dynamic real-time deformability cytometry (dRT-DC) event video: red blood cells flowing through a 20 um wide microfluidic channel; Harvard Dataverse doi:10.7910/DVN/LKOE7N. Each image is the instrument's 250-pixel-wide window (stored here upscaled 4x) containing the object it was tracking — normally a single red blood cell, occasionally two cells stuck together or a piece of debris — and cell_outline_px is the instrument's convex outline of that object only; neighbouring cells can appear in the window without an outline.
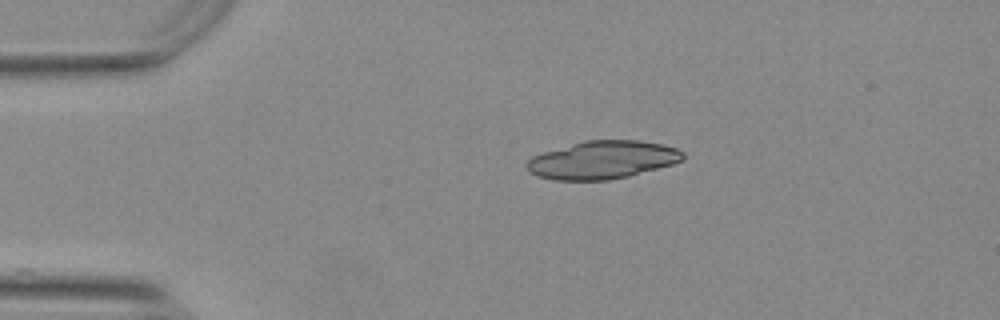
{"species": "Egyptian fruit bat (a non-hibernating species)", "species_latin": "Rousettus aegyptiacus", "temperature_condition": "warm", "stored_images_in_passage": 18, "camera_frame_rate_fps": 3000, "um_per_image_px": 0.085, "animal": {"sex": "female"}, "frame": {"image": 1, "passage_image": 1, "time_ms": 0.0, "image_size_px": [1000, 320], "cell_outline_px": [[684, 160], [672, 164], [628, 176], [608, 180], [552, 180], [536, 176], [524, 164], [532, 156], [544, 152], [584, 140], [640, 140], [660, 144], [676, 148], [684, 152]], "centroid_in_image_um": [51.2, 13.59], "position_along_channel_um": 33.8, "area_um2": 34.45}}